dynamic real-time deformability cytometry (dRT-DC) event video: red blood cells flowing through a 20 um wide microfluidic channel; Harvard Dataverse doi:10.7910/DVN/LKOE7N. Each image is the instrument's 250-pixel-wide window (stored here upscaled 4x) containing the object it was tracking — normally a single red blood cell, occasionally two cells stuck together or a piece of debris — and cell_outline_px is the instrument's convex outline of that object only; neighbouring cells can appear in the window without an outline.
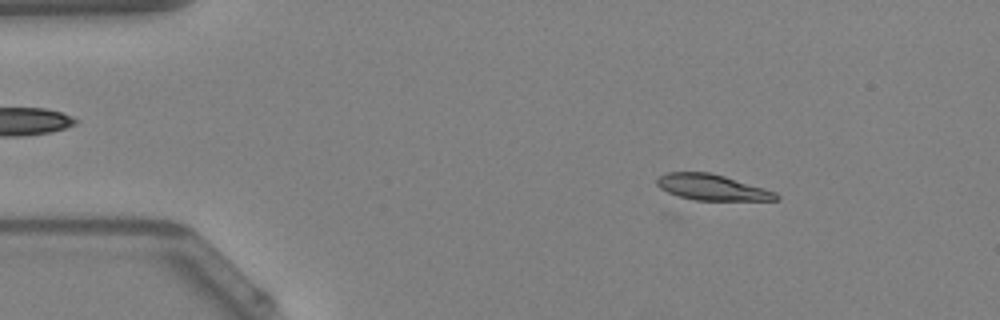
{"species": "Egyptian fruit bat (a non-hibernating species)", "species_latin": "Rousettus aegyptiacus", "temperature_condition": "warm", "stored_images_in_passage": 45, "camera_frame_rate_fps": 3000, "um_per_image_px": 0.085, "animal": {"sex": "female"}, "frame": {"image": 1, "passage_image": 4, "time_ms": 1.0, "image_size_px": [1000, 320], "cell_outline_px": [[780, 200], [696, 200], [680, 196], [668, 192], [660, 188], [656, 184], [656, 180], [660, 176], [668, 172], [708, 172], [724, 176], [764, 188], [776, 192], [780, 196]], "centroid_in_image_um": [60.54, 15.92], "position_along_channel_um": 24.5, "area_um2": 17.74}}
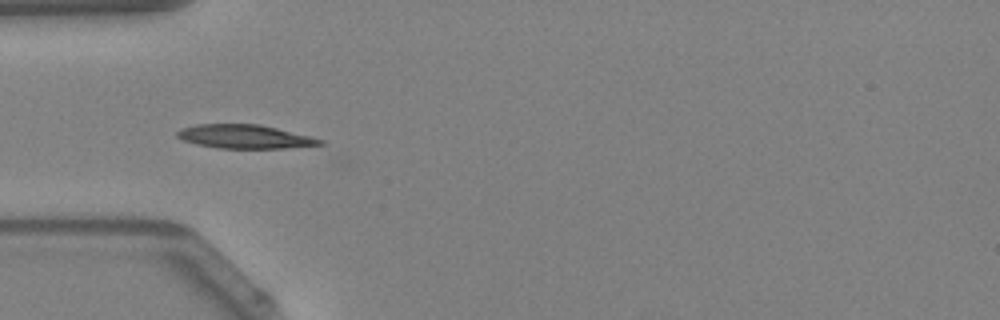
{"frame": {"image": 2, "passage_image": 12, "time_ms": 3.667, "image_size_px": [1000, 320], "cell_outline_px": [[324, 144], [284, 148], [216, 148], [196, 144], [184, 140], [176, 136], [176, 132], [180, 128], [196, 124], [260, 124], [312, 136], [324, 140]], "centroid_in_image_um": [20.8, 11.6], "position_along_channel_um": 64.2, "area_um2": 19.83}}
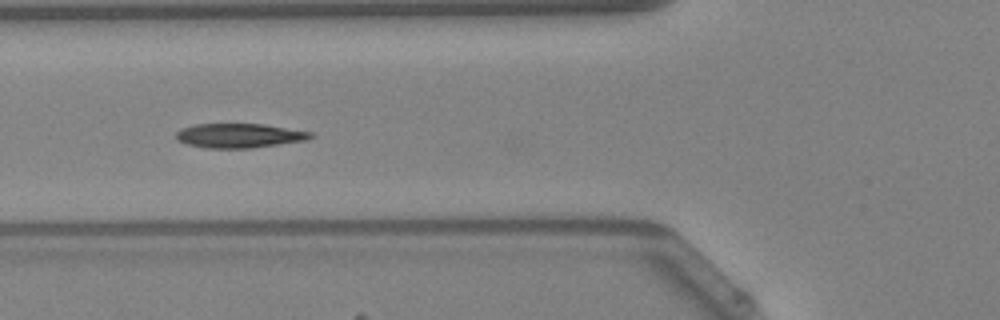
{"frame": {"image": 3, "passage_image": 15, "time_ms": 4.667, "image_size_px": [1000, 320], "cell_outline_px": [[316, 136], [308, 140], [252, 148], [208, 148], [188, 144], [176, 140], [176, 132], [180, 128], [196, 124], [264, 124], [312, 132]], "centroid_in_image_um": [20.36, 11.53], "position_along_channel_um": 105.4, "area_um2": 19.19}, "authors_computed_cell_mechanics": {"area_um2": 18.9584, "velocity_mm_per_s": 4.2223, "shape_relaxation_time_tau1_ms": 6.0406, "shape_relaxation_time_tau2_ms": 3.3804, "deformation_change_tau1": 0.172, "deformation_change_tau2": 0.068}}